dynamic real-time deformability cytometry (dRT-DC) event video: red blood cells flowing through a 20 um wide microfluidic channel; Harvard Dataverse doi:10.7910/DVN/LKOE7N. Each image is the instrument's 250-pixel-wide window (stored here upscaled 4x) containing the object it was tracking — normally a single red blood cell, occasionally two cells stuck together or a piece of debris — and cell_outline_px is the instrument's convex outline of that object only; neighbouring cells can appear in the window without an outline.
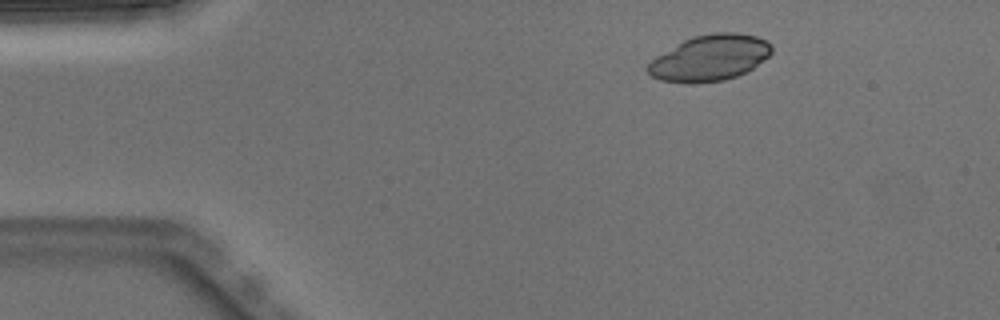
{"species": "Egyptian fruit bat (a non-hibernating species)", "species_latin": "Rousettus aegyptiacus", "temperature_condition": "warm", "stored_images_in_passage": 3, "camera_frame_rate_fps": 3000, "um_per_image_px": 0.085, "animal": {"sex": "male"}, "frame": {"image": 1, "passage_image": 1, "time_ms": 0.0, "image_size_px": [1000, 320], "cell_outline_px": [[772, 52], [768, 56], [752, 68], [736, 76], [724, 80], [688, 84], [660, 80], [652, 76], [644, 68], [656, 56], [684, 40], [696, 36], [716, 32], [736, 32], [756, 36], [768, 40], [772, 44]], "centroid_in_image_um": [60.33, 4.92], "position_along_channel_um": 24.7, "area_um2": 33.06}}